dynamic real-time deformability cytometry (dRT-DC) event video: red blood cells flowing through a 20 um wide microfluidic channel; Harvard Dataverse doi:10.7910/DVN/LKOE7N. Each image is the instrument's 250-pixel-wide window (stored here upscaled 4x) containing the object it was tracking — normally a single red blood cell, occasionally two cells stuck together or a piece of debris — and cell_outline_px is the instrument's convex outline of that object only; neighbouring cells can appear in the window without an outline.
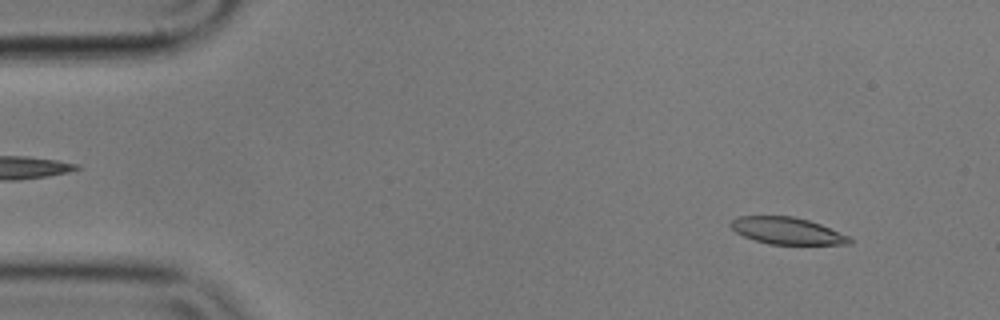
{"species": "common noctule bat (a hibernating species)", "species_latin": "Nyctalus noctula", "temperature_condition": "cold", "stored_images_in_passage": 56, "camera_frame_rate_fps": 3000, "um_per_image_px": 0.085, "animal": {"sex": "male", "body_mass_g": 17.9}, "frame": {"image": 1, "passage_image": 5, "time_ms": 1.333, "image_size_px": [1000, 320], "cell_outline_px": [[852, 244], [768, 244], [744, 236], [736, 232], [728, 224], [736, 216], [792, 216], [808, 220], [820, 224], [852, 236]], "centroid_in_image_um": [66.93, 19.61], "position_along_channel_um": 18.1, "area_um2": 18.67}}
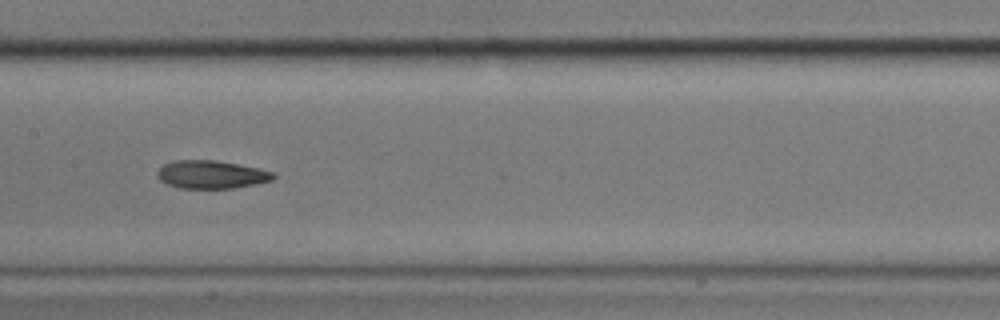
{"frame": {"image": 2, "passage_image": 27, "time_ms": 8.667, "image_size_px": [1000, 320], "cell_outline_px": [[276, 176], [272, 180], [256, 184], [232, 188], [180, 188], [168, 184], [160, 180], [156, 176], [156, 172], [164, 164], [172, 160], [212, 160], [236, 164], [276, 172]], "centroid_in_image_um": [17.95, 14.83], "position_along_channel_um": 189.5, "area_um2": 18.9}}
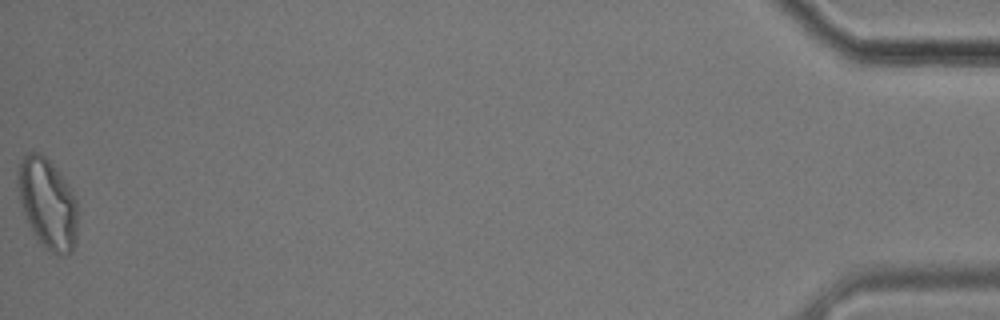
{"frame": {"image": 3, "passage_image": 56, "time_ms": 18.333, "image_size_px": [1000, 320], "cell_outline_px": [[76, 244], [72, 252], [64, 256], [60, 256], [52, 252], [36, 236], [24, 212], [20, 200], [16, 180], [20, 164], [24, 156], [32, 148], [40, 152], [60, 172], [68, 184], [76, 200]], "centroid_in_image_um": [4.05, 17.25], "position_along_channel_um": 431.1, "area_um2": 31.15}, "authors_computed_cell_mechanics": {"area_um2": 19.9699, "velocity_mm_per_s": 3.5141, "shape_relaxation_time_tau1_ms": null, "shape_relaxation_time_tau2_ms": 3.2416, "deformation_change_tau1": null, "deformation_change_tau2": 0.1012}}